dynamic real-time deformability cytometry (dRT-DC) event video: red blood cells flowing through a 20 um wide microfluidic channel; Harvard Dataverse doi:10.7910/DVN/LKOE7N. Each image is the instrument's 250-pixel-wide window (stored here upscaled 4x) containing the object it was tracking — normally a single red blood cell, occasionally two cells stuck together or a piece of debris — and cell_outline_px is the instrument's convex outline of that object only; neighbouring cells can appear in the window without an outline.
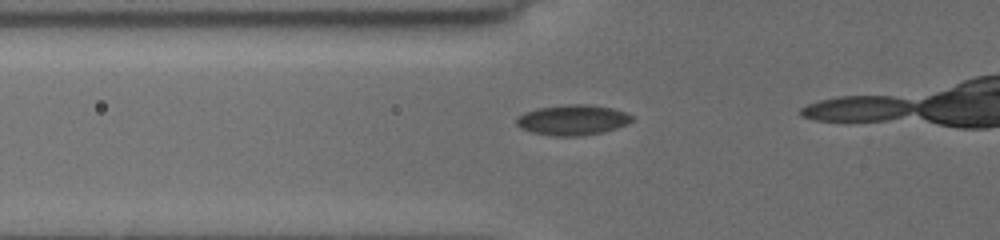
{"species": "common noctule bat (a hibernating species)", "species_latin": "Nyctalus noctula", "temperature_condition": "cold", "stored_images_in_passage": 6, "camera_frame_rate_fps": 3000, "um_per_image_px": 0.085, "animal": {"sex": "female", "body_mass_g": 19.5, "forearm_length_mm": 54.1}, "frame": {"image": 1, "passage_image": 3, "time_ms": 1.0, "image_size_px": [1000, 240], "cell_outline_px": [[636, 116], [628, 124], [604, 132], [580, 136], [552, 136], [532, 132], [520, 128], [516, 124], [516, 116], [524, 112], [536, 108], [564, 104], [588, 104], [612, 108]], "centroid_in_image_um": [48.66, 10.19], "position_along_channel_um": 77.1, "area_um2": 20.75}}
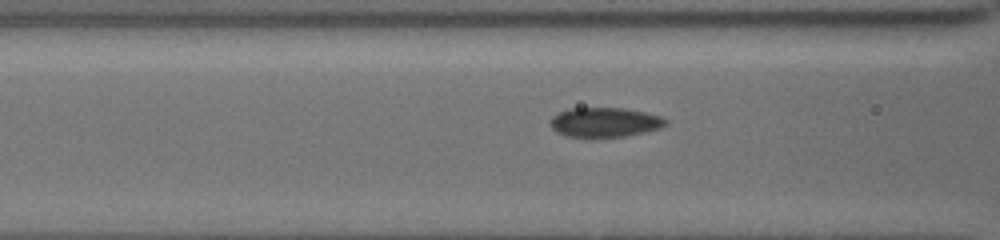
{"frame": {"image": 2, "passage_image": 5, "time_ms": 2.0, "image_size_px": [1000, 240], "cell_outline_px": [[668, 124], [660, 128], [644, 132], [624, 136], [592, 140], [568, 136], [556, 132], [552, 128], [552, 116], [568, 108], [624, 108], [644, 112], [660, 116], [668, 120]], "centroid_in_image_um": [51.4, 10.43], "position_along_channel_um": 115.2, "area_um2": 20.35}}